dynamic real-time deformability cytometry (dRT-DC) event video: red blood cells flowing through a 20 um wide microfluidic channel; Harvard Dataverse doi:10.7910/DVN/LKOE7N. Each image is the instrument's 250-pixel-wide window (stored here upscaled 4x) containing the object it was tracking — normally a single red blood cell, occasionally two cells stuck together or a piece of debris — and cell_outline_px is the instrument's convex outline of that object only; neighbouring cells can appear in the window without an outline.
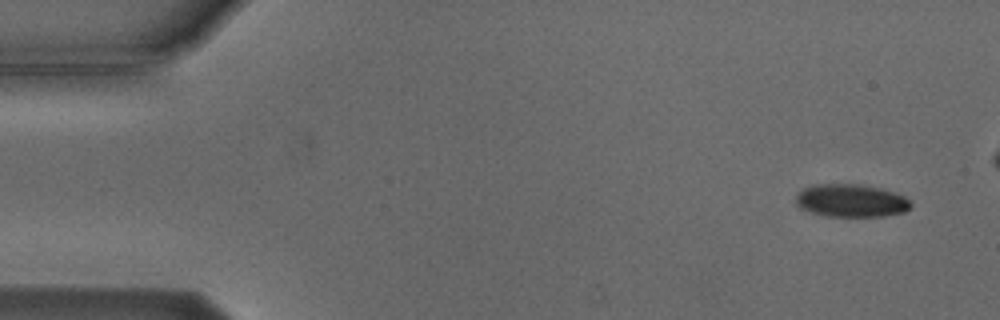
{"species": "Egyptian fruit bat (a non-hibernating species)", "species_latin": "Rousettus aegyptiacus", "temperature_condition": "cold", "stored_images_in_passage": 5, "camera_frame_rate_fps": 3000, "um_per_image_px": 0.085, "animal": {"sex": "male"}, "frame": {"image": 1, "passage_image": 1, "time_ms": 0.0, "image_size_px": [1000, 320], "cell_outline_px": [[912, 204], [904, 212], [884, 216], [828, 216], [812, 212], [800, 208], [796, 204], [796, 196], [804, 188], [816, 184], [860, 184], [880, 188], [904, 196]], "centroid_in_image_um": [72.33, 17.05], "position_along_channel_um": 12.7, "area_um2": 21.79}}